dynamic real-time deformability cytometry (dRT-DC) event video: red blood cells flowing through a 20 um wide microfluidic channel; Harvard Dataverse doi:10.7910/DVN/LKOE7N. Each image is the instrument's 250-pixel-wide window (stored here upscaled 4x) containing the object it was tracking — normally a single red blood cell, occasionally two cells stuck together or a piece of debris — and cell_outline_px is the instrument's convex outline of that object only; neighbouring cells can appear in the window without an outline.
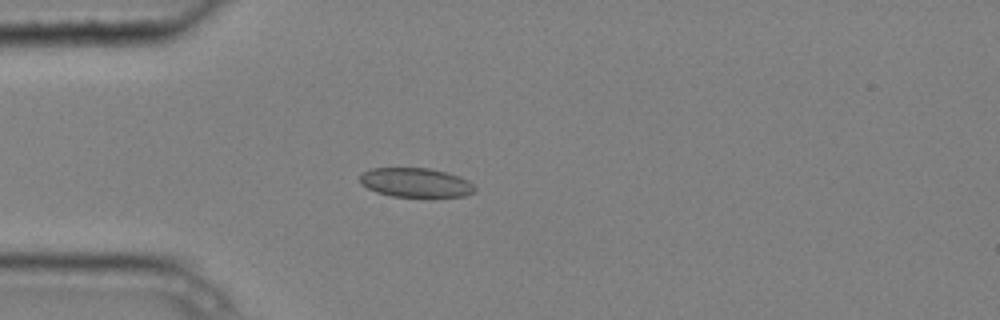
{"species": "common noctule bat (a hibernating species)", "species_latin": "Nyctalus noctula", "temperature_condition": "cold", "stored_images_in_passage": 6, "camera_frame_rate_fps": 3000, "um_per_image_px": 0.085, "animal": {"sex": "male", "body_mass_g": 20.4}, "frame": {"image": 1, "passage_image": 5, "time_ms": 1.333, "image_size_px": [1000, 320], "cell_outline_px": [[476, 192], [464, 196], [428, 200], [392, 196], [376, 192], [360, 184], [360, 176], [364, 172], [372, 168], [428, 168], [448, 172], [460, 176], [468, 180], [476, 188]], "centroid_in_image_um": [35.41, 15.57], "position_along_channel_um": 49.6, "area_um2": 20.58}}